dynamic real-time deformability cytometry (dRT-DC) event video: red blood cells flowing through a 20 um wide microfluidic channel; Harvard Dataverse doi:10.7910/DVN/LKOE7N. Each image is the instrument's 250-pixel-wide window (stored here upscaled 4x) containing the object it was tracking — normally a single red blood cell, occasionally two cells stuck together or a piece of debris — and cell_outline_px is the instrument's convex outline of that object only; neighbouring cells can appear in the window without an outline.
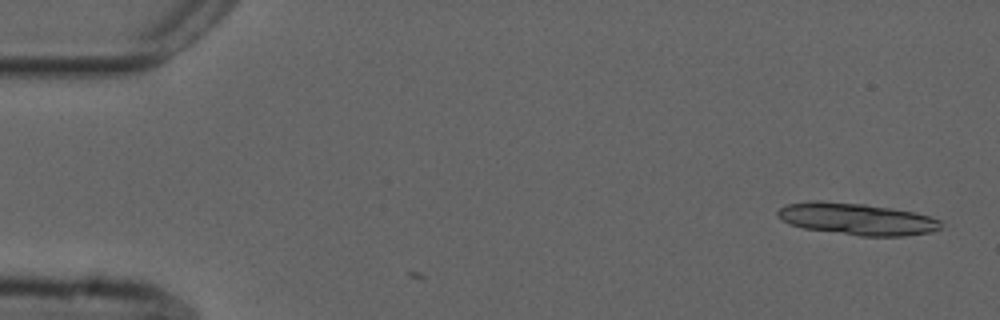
{"species": "common noctule bat (a hibernating species)", "species_latin": "Nyctalus noctula", "temperature_condition": "cold", "stored_images_in_passage": 2, "camera_frame_rate_fps": 3000, "um_per_image_px": 0.085, "animal": {"sex": "male", "forearm_length_mm": 52.5}, "frame": {"image": 1, "passage_image": 2, "time_ms": 0.333, "image_size_px": [1000, 320], "cell_outline_px": [[940, 228], [932, 232], [904, 236], [860, 236], [804, 228], [788, 224], [780, 220], [776, 216], [776, 212], [780, 208], [788, 204], [812, 200], [820, 200], [864, 204], [892, 208], [912, 212], [928, 216], [940, 220]], "centroid_in_image_um": [72.77, 18.61], "position_along_channel_um": 12.2, "area_um2": 30.35}}